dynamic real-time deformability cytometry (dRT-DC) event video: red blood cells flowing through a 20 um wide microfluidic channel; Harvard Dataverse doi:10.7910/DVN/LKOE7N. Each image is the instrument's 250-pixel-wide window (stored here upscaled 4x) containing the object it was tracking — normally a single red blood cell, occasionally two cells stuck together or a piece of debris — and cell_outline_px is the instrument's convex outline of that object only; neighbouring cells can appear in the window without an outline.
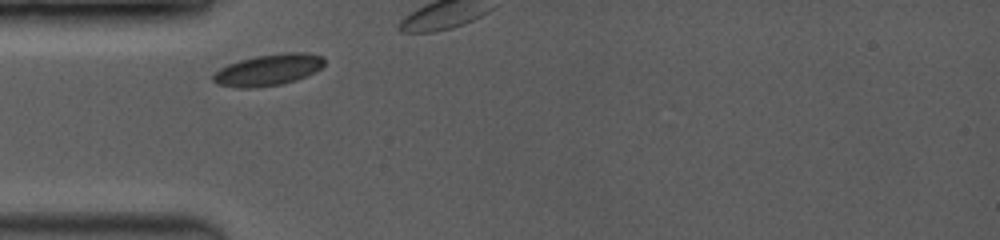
{"species": "common noctule bat (a hibernating species)", "species_latin": "Nyctalus noctula", "temperature_condition": "room temperature", "stored_images_in_passage": 6, "camera_frame_rate_fps": 3500, "um_per_image_px": 0.085, "animal": {"sex": "female", "body_mass_g": 19.0, "forearm_length_mm": 53.3}, "frame": {"image": 1, "passage_image": 1, "time_ms": 0.0, "image_size_px": [1000, 240], "cell_outline_px": [[324, 64], [320, 68], [296, 80], [280, 84], [256, 88], [236, 88], [216, 84], [212, 80], [212, 76], [220, 68], [228, 64], [240, 60], [256, 56], [284, 52], [304, 52], [324, 56]], "centroid_in_image_um": [22.77, 5.94], "position_along_channel_um": 62.2, "area_um2": 20.35}}
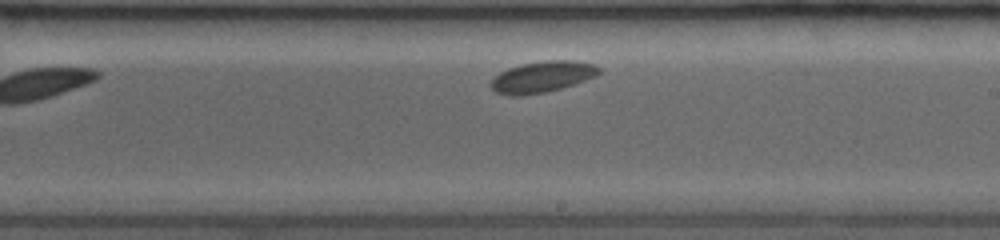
{"frame": {"image": 2, "passage_image": 6, "time_ms": 5.714, "image_size_px": [1000, 240], "cell_outline_px": [[600, 72], [596, 76], [560, 88], [544, 92], [520, 96], [512, 96], [496, 92], [488, 84], [500, 72], [508, 68], [520, 64], [544, 60], [576, 60], [596, 64], [600, 68]], "centroid_in_image_um": [46.09, 6.51], "position_along_channel_um": 242.9, "area_um2": 19.65}}